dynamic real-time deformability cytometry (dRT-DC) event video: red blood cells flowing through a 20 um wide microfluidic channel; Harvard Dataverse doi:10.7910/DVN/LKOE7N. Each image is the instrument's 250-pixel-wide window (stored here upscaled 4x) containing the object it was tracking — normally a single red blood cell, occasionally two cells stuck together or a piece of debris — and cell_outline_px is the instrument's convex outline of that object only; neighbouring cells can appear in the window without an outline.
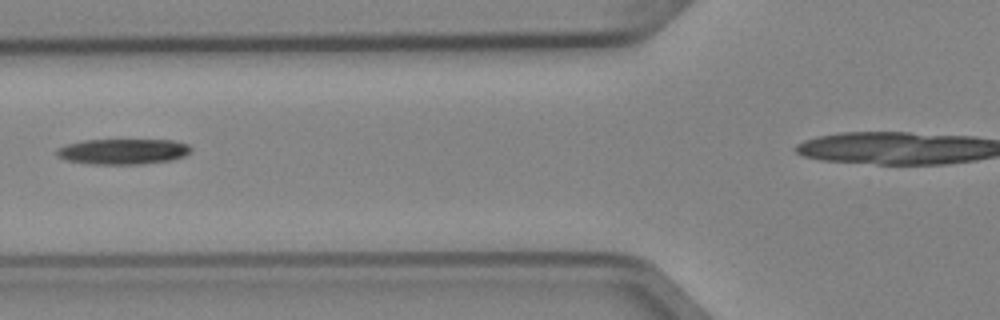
{"species": "Egyptian fruit bat (a non-hibernating species)", "species_latin": "Rousettus aegyptiacus", "temperature_condition": "cold", "stored_images_in_passage": 3, "camera_frame_rate_fps": 3000, "um_per_image_px": 0.085, "animal": {"sex": "female"}, "frame": {"image": 1, "passage_image": 3, "time_ms": 0.667, "image_size_px": [1000, 320], "cell_outline_px": [[192, 152], [184, 156], [172, 160], [144, 164], [92, 164], [64, 160], [56, 156], [56, 148], [68, 144], [84, 140], [172, 140], [188, 144], [192, 148]], "centroid_in_image_um": [10.46, 12.88], "position_along_channel_um": 115.3, "area_um2": 20.17}}